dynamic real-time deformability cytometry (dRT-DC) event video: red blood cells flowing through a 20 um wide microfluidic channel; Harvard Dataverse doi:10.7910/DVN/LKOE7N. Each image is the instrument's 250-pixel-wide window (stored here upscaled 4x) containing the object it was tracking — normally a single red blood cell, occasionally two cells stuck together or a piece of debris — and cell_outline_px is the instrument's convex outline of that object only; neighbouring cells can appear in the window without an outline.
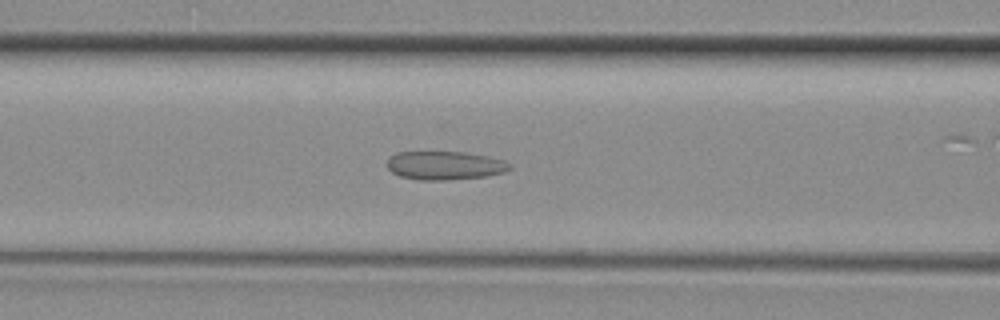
{"species": "common noctule bat (a hibernating species)", "species_latin": "Nyctalus noctula", "temperature_condition": "room temperature", "stored_images_in_passage": 42, "camera_frame_rate_fps": 3000, "um_per_image_px": 0.085, "animal": {"sex": "female", "body_mass_g": 29.2, "forearm_length_mm": 56.3}, "frame": {"image": 1, "passage_image": 16, "time_ms": 5.0, "image_size_px": [1000, 320], "cell_outline_px": [[512, 168], [504, 172], [484, 176], [448, 180], [420, 180], [400, 176], [392, 172], [388, 168], [388, 156], [396, 152], [464, 152], [488, 156], [504, 160], [512, 164]], "centroid_in_image_um": [37.81, 14.06], "position_along_channel_um": 128.8, "area_um2": 20.46}}
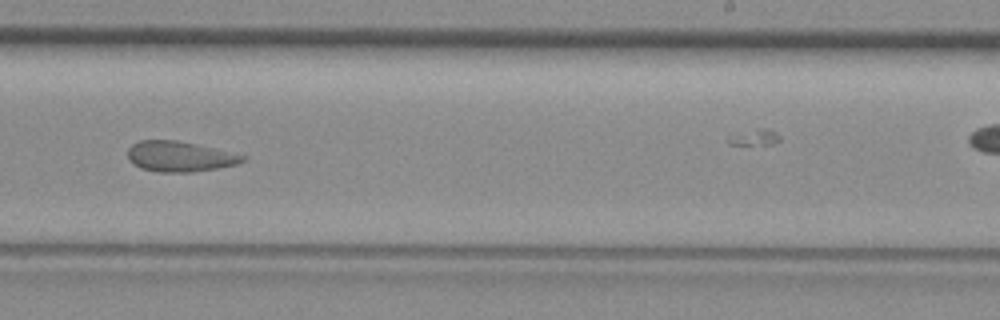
{"frame": {"image": 2, "passage_image": 25, "time_ms": 8.0, "image_size_px": [1000, 320], "cell_outline_px": [[248, 156], [244, 160], [236, 164], [216, 168], [192, 172], [156, 172], [140, 168], [132, 164], [128, 156], [128, 148], [132, 144], [140, 140], [176, 140], [196, 144]], "centroid_in_image_um": [15.24, 13.3], "position_along_channel_um": 273.8, "area_um2": 20.29}}
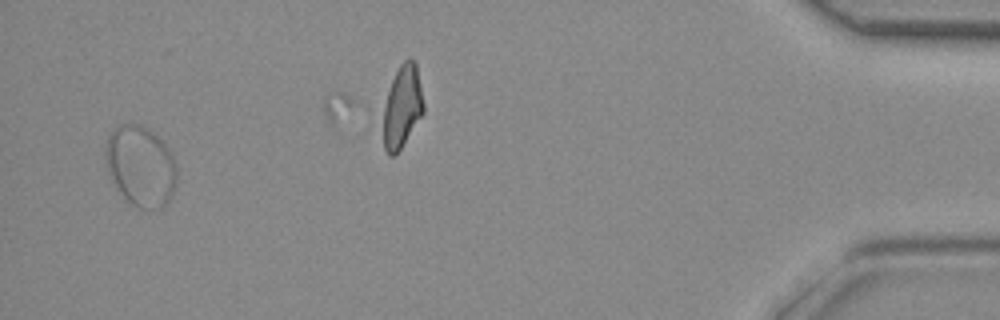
{"frame": {"image": 3, "passage_image": 40, "time_ms": 13.0, "image_size_px": [1000, 320], "cell_outline_px": [[176, 188], [160, 212], [136, 208], [128, 204], [116, 188], [112, 180], [104, 156], [104, 152], [108, 136], [120, 124], [136, 124], [152, 132], [164, 144], [172, 156], [176, 168]], "centroid_in_image_um": [11.94, 14.21], "position_along_channel_um": 423.3, "area_um2": 33.58}}